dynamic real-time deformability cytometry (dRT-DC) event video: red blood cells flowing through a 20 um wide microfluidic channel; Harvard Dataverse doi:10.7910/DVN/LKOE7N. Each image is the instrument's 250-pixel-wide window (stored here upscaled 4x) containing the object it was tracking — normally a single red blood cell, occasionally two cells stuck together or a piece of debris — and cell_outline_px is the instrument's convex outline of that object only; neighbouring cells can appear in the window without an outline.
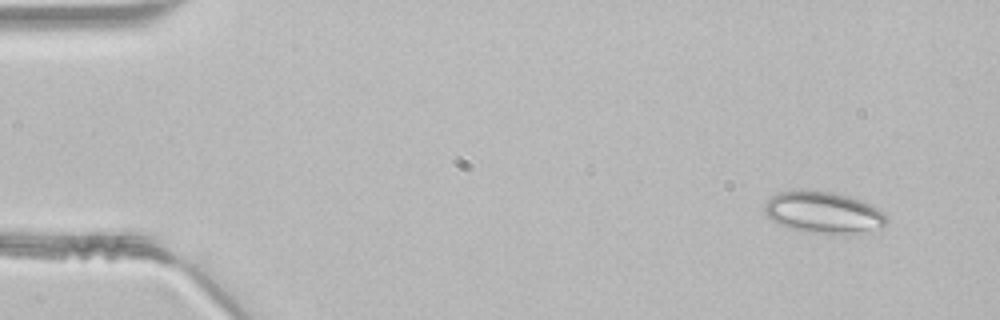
{"species": "common noctule bat (a hibernating species)", "species_latin": "Nyctalus noctula", "temperature_condition": "room temperature", "stored_images_in_passage": 45, "camera_frame_rate_fps": 3000, "um_per_image_px": 0.085, "animal": {"sex": "male", "body_mass_g": 21.5, "forearm_length_mm": 52.0}, "frame": {"image": 1, "passage_image": 1, "time_ms": 0.0, "image_size_px": [1000, 320], "cell_outline_px": [[888, 220], [880, 232], [812, 232], [792, 228], [780, 224], [772, 220], [764, 212], [764, 204], [776, 192], [796, 188], [800, 188], [832, 192], [848, 196], [860, 200], [884, 212], [888, 216]], "centroid_in_image_um": [70.0, 18.02], "position_along_channel_um": 15.0, "area_um2": 29.71}}
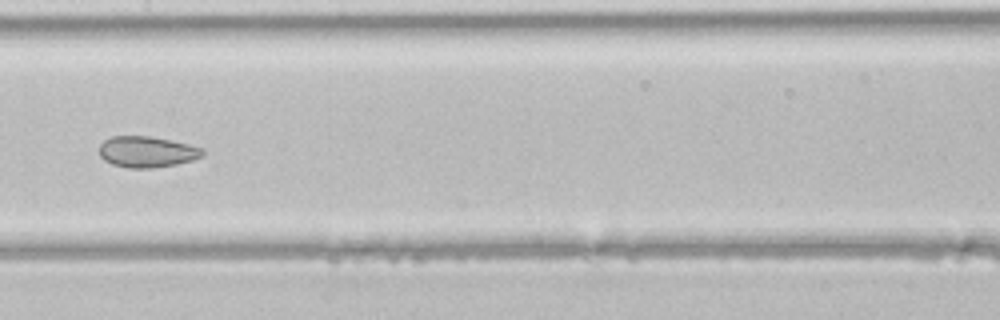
{"frame": {"image": 2, "passage_image": 21, "time_ms": 6.667, "image_size_px": [1000, 320], "cell_outline_px": [[204, 156], [192, 160], [176, 164], [152, 168], [128, 168], [112, 164], [104, 160], [100, 156], [100, 144], [104, 140], [112, 136], [148, 136], [188, 144], [204, 148]], "centroid_in_image_um": [12.49, 12.91], "position_along_channel_um": 194.9, "area_um2": 18.67}}
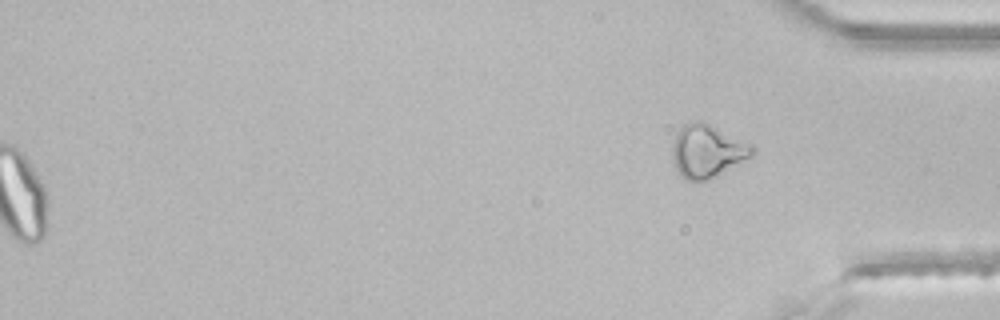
{"frame": {"image": 3, "passage_image": 45, "time_ms": 14.667, "image_size_px": [1000, 320], "cell_outline_px": [[756, 148], [752, 156], [740, 164], [708, 180], [688, 180], [676, 168], [672, 160], [672, 144], [676, 132], [684, 124], [692, 120], [704, 120], [752, 144]], "centroid_in_image_um": [60.14, 12.8], "position_along_channel_um": 375.1, "area_um2": 25.03}}